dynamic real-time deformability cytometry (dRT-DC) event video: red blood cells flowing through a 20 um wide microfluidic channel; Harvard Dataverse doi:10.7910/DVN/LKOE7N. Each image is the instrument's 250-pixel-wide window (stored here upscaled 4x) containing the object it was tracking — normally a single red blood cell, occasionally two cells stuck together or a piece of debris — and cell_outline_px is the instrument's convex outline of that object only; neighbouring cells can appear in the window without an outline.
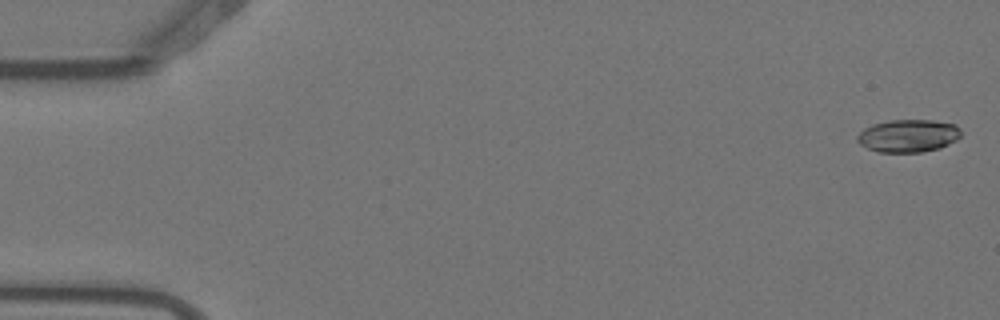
{"species": "Egyptian fruit bat (a non-hibernating species)", "species_latin": "Rousettus aegyptiacus", "temperature_condition": "warm", "stored_images_in_passage": 5, "camera_frame_rate_fps": 3000, "um_per_image_px": 0.085, "animal": {"sex": "female"}, "frame": {"image": 1, "passage_image": 1, "time_ms": 0.0, "image_size_px": [1000, 320], "cell_outline_px": [[960, 136], [956, 140], [940, 148], [920, 152], [880, 152], [868, 148], [860, 144], [856, 140], [856, 136], [864, 128], [872, 124], [888, 120], [932, 120], [956, 124], [960, 128]], "centroid_in_image_um": [77.19, 11.53], "position_along_channel_um": 7.8, "area_um2": 19.83}}
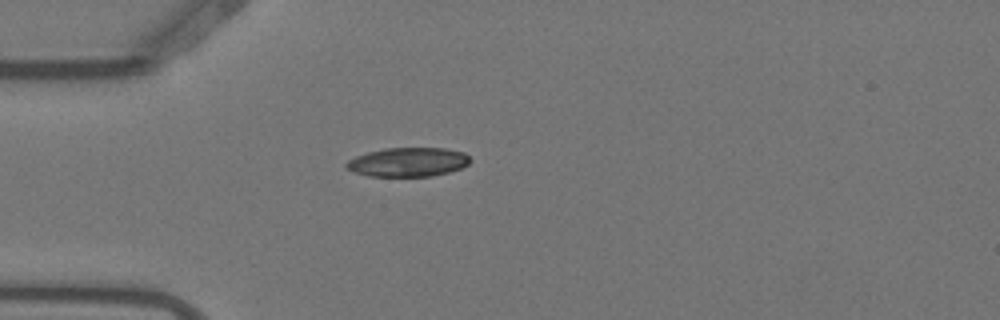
{"frame": {"image": 2, "passage_image": 5, "time_ms": 1.333, "image_size_px": [1000, 320], "cell_outline_px": [[472, 160], [468, 164], [460, 168], [448, 172], [432, 176], [368, 176], [352, 172], [344, 168], [344, 164], [348, 160], [356, 156], [368, 152], [384, 148], [444, 148], [464, 152]], "centroid_in_image_um": [34.64, 13.78], "position_along_channel_um": 50.4, "area_um2": 21.1}}